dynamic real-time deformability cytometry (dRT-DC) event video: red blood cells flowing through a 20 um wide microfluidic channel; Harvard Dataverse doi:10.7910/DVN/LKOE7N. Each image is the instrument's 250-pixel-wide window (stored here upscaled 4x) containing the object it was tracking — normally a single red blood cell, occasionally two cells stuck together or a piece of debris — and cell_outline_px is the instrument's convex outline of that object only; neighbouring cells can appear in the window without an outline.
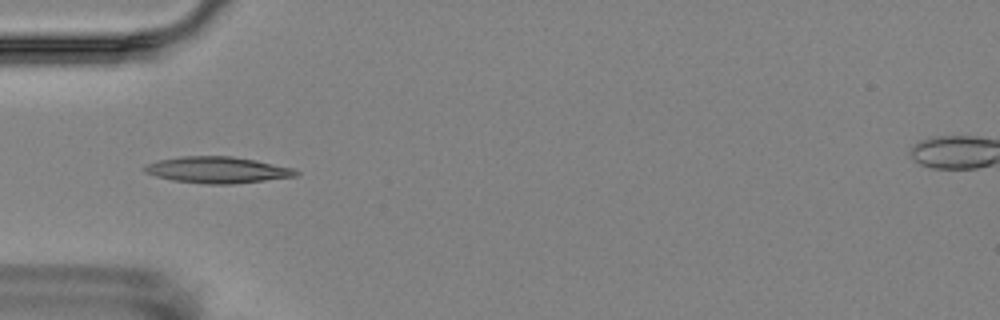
{"species": "Egyptian fruit bat (a non-hibernating species)", "species_latin": "Rousettus aegyptiacus", "temperature_condition": "room temperature", "stored_images_in_passage": 8, "camera_frame_rate_fps": 3000, "um_per_image_px": 0.085, "animal": {"sex": "female"}, "frame": {"image": 1, "passage_image": 4, "time_ms": 4.333, "image_size_px": [1000, 320], "cell_outline_px": [[300, 172], [296, 176], [232, 184], [204, 184], [172, 180], [156, 176], [144, 172], [140, 168], [148, 164], [160, 160], [180, 156], [232, 156], [256, 160], [296, 168]], "centroid_in_image_um": [18.49, 14.44], "position_along_channel_um": 66.5, "area_um2": 23.35}}
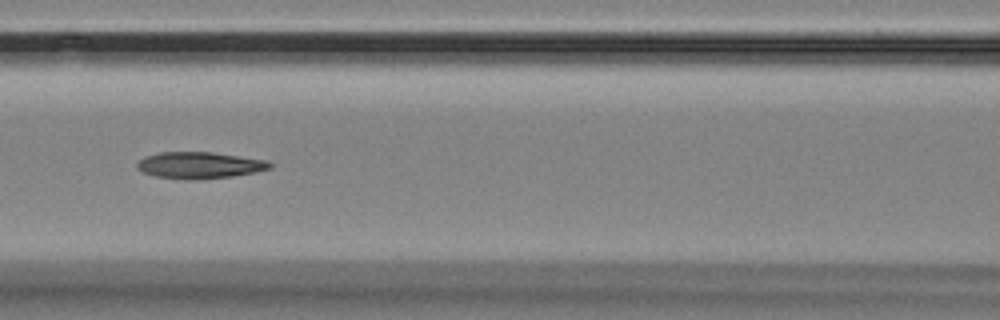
{"frame": {"image": 2, "passage_image": 6, "time_ms": 6.667, "image_size_px": [1000, 320], "cell_outline_px": [[272, 168], [256, 172], [232, 176], [200, 180], [196, 180], [156, 176], [144, 172], [136, 168], [136, 164], [144, 156], [160, 152], [212, 152], [268, 160], [272, 164]], "centroid_in_image_um": [16.99, 14.04], "position_along_channel_um": 149.6, "area_um2": 20.58}}
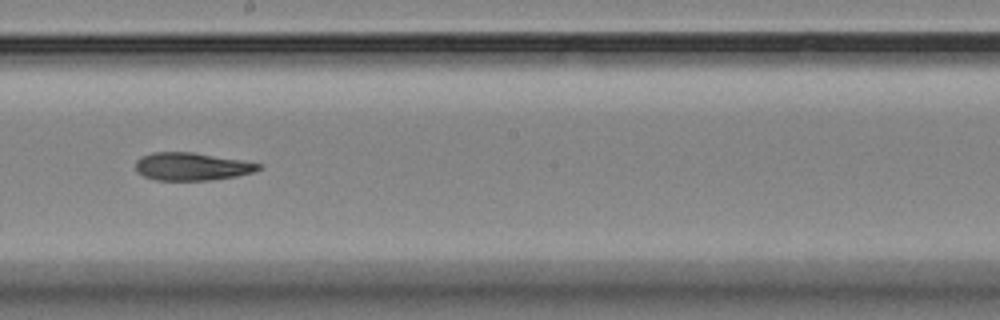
{"frame": {"image": 3, "passage_image": 8, "time_ms": 9.0, "image_size_px": [1000, 320], "cell_outline_px": [[264, 168], [256, 172], [236, 176], [212, 180], [156, 180], [144, 176], [136, 172], [136, 160], [140, 156], [152, 152], [192, 152], [264, 164]], "centroid_in_image_um": [16.32, 14.15], "position_along_channel_um": 231.9, "area_um2": 20.11}}